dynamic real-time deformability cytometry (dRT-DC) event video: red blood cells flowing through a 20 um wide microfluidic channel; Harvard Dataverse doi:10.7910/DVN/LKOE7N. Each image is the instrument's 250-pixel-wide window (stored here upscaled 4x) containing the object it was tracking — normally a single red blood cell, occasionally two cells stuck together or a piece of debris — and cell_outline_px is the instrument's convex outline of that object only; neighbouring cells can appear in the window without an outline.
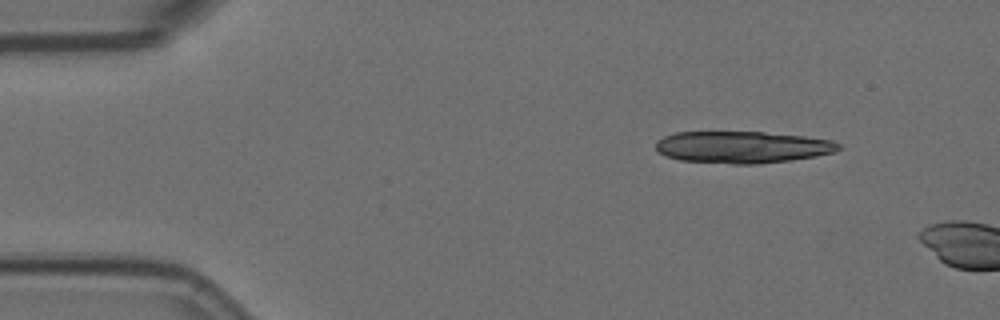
{"species": "Egyptian fruit bat (a non-hibernating species)", "species_latin": "Rousettus aegyptiacus", "temperature_condition": "room temperature", "stored_images_in_passage": 2, "camera_frame_rate_fps": 3000, "um_per_image_px": 0.085, "animal": {"sex": "female"}, "frame": {"image": 1, "passage_image": 1, "time_ms": 0.0, "image_size_px": [1000, 320], "cell_outline_px": [[840, 148], [836, 152], [816, 156], [792, 160], [756, 164], [732, 164], [680, 160], [656, 152], [656, 140], [664, 136], [676, 132], [764, 132], [804, 136], [832, 140], [840, 144]], "centroid_in_image_um": [63.1, 12.5], "position_along_channel_um": 21.9, "area_um2": 34.1}}